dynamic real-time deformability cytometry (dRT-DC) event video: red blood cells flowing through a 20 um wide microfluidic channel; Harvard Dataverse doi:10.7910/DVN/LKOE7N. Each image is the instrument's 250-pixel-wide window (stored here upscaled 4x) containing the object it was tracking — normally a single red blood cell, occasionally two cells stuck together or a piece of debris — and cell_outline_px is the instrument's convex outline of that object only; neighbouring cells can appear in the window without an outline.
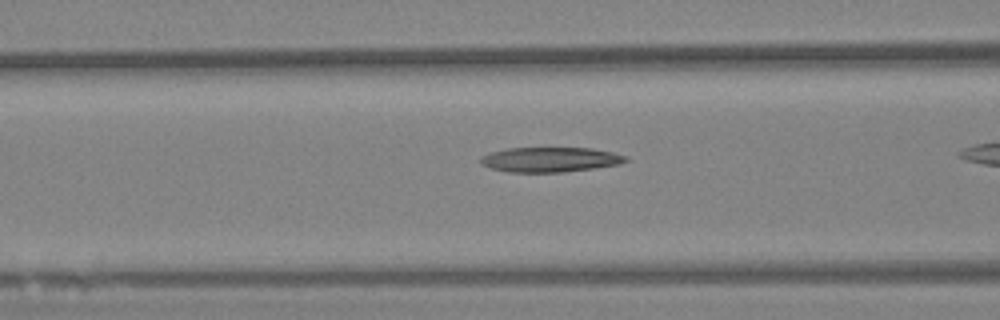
{"species": "Egyptian fruit bat (a non-hibernating species)", "species_latin": "Rousettus aegyptiacus", "temperature_condition": "warm", "stored_images_in_passage": 39, "camera_frame_rate_fps": 3000, "um_per_image_px": 0.085, "animal": {"sex": "female"}, "frame": {"image": 1, "passage_image": 15, "time_ms": 4.667, "image_size_px": [1000, 320], "cell_outline_px": [[628, 160], [620, 164], [564, 172], [508, 172], [492, 168], [484, 164], [480, 160], [484, 156], [492, 152], [508, 148], [592, 148], [612, 152], [624, 156]], "centroid_in_image_um": [46.79, 13.56], "position_along_channel_um": 119.8, "area_um2": 20.63}}
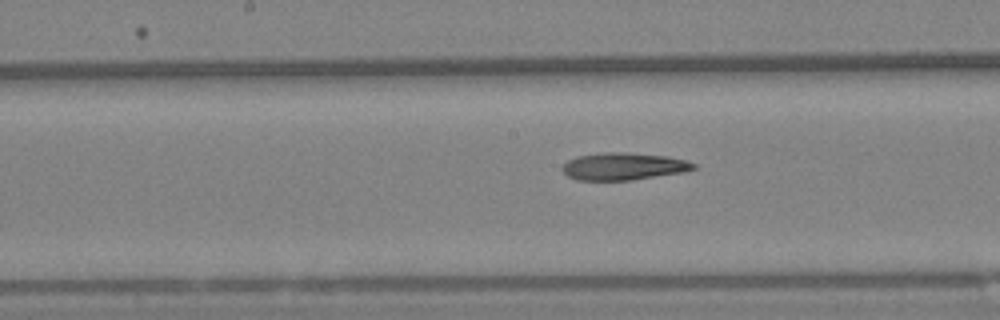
{"frame": {"image": 2, "passage_image": 22, "time_ms": 7.0, "image_size_px": [1000, 320], "cell_outline_px": [[696, 168], [684, 172], [628, 180], [576, 180], [568, 176], [560, 168], [568, 160], [576, 156], [604, 152], [624, 152], [664, 156], [684, 160], [696, 164]], "centroid_in_image_um": [52.95, 14.14], "position_along_channel_um": 195.2, "area_um2": 20.69}}
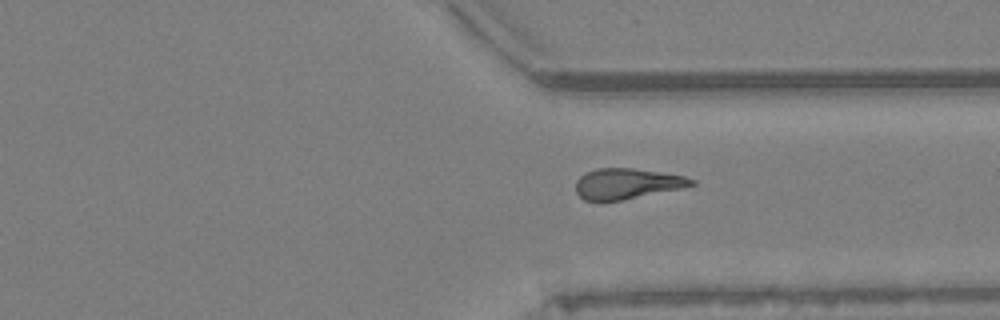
{"frame": {"image": 3, "passage_image": 37, "time_ms": 12.0, "image_size_px": [1000, 320], "cell_outline_px": [[696, 184], [680, 188], [620, 200], [584, 200], [576, 192], [576, 180], [584, 172], [596, 168], [632, 168], [684, 176], [696, 180]], "centroid_in_image_um": [53.25, 15.59], "position_along_channel_um": 358.1, "area_um2": 20.29}}